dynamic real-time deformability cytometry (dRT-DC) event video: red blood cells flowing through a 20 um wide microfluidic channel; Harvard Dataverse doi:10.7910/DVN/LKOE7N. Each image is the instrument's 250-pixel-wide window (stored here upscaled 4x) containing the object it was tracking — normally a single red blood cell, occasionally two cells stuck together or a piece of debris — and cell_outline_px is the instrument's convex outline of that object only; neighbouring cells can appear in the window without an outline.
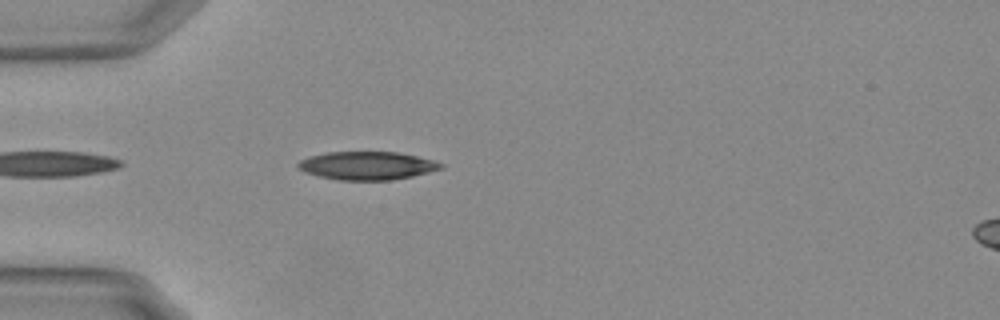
{"species": "Egyptian fruit bat (a non-hibernating species)", "species_latin": "Rousettus aegyptiacus", "temperature_condition": "warm", "stored_images_in_passage": 11, "camera_frame_rate_fps": 3000, "um_per_image_px": 0.085, "animal": {"sex": "female"}, "frame": {"image": 1, "passage_image": 4, "time_ms": 1.0, "image_size_px": [1000, 320], "cell_outline_px": [[444, 168], [412, 176], [388, 180], [340, 180], [320, 176], [308, 172], [300, 168], [296, 164], [300, 160], [312, 156], [328, 152], [396, 152], [416, 156], [432, 160], [444, 164]], "centroid_in_image_um": [31.24, 14.08], "position_along_channel_um": 53.8, "area_um2": 23.06}}